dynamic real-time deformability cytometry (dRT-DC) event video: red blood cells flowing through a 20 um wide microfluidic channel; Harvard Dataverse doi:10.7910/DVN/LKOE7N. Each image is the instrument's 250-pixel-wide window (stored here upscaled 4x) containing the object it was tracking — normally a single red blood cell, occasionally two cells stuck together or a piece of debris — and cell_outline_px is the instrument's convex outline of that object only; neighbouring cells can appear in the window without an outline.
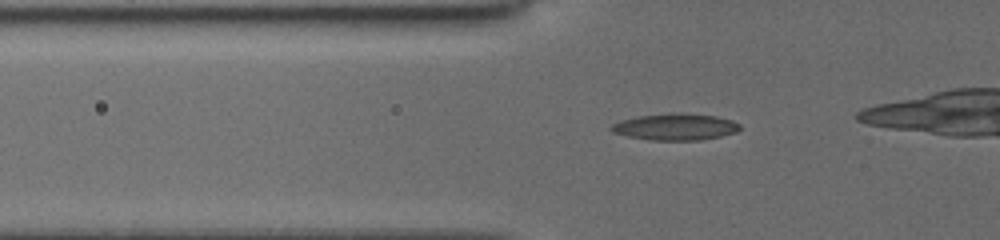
{"species": "common noctule bat (a hibernating species)", "species_latin": "Nyctalus noctula", "temperature_condition": "cold", "stored_images_in_passage": 23, "camera_frame_rate_fps": 3000, "um_per_image_px": 0.085, "animal": {"sex": "female", "body_mass_g": 19.5, "forearm_length_mm": 54.1}, "frame": {"image": 1, "passage_image": 13, "time_ms": 4.0, "image_size_px": [1000, 240], "cell_outline_px": [[740, 128], [736, 132], [720, 136], [700, 140], [652, 140], [628, 136], [612, 132], [608, 128], [612, 124], [620, 120], [636, 116], [672, 112], [680, 112], [716, 116], [732, 120], [740, 124]], "centroid_in_image_um": [57.38, 10.77], "position_along_channel_um": 68.4, "area_um2": 20.11}}
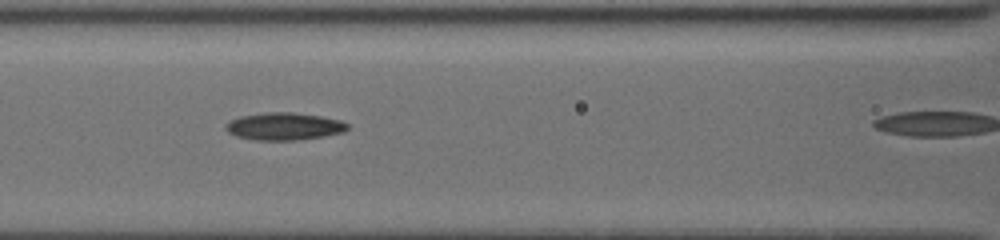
{"frame": {"image": 2, "passage_image": 19, "time_ms": 6.0, "image_size_px": [1000, 240], "cell_outline_px": [[348, 128], [344, 132], [324, 136], [296, 140], [256, 140], [236, 136], [228, 132], [224, 128], [224, 124], [228, 120], [240, 116], [264, 112], [292, 112], [320, 116], [340, 120], [348, 124]], "centroid_in_image_um": [24.1, 10.73], "position_along_channel_um": 142.5, "area_um2": 19.59}}
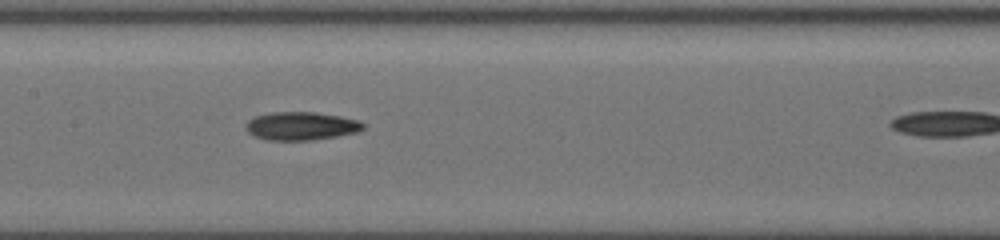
{"frame": {"image": 3, "passage_image": 22, "time_ms": 7.0, "image_size_px": [1000, 240], "cell_outline_px": [[364, 128], [356, 132], [336, 136], [312, 140], [268, 140], [256, 136], [248, 132], [244, 128], [248, 120], [256, 116], [272, 112], [316, 112], [340, 116], [360, 120], [364, 124]], "centroid_in_image_um": [25.6, 10.7], "position_along_channel_um": 181.8, "area_um2": 19.25}}